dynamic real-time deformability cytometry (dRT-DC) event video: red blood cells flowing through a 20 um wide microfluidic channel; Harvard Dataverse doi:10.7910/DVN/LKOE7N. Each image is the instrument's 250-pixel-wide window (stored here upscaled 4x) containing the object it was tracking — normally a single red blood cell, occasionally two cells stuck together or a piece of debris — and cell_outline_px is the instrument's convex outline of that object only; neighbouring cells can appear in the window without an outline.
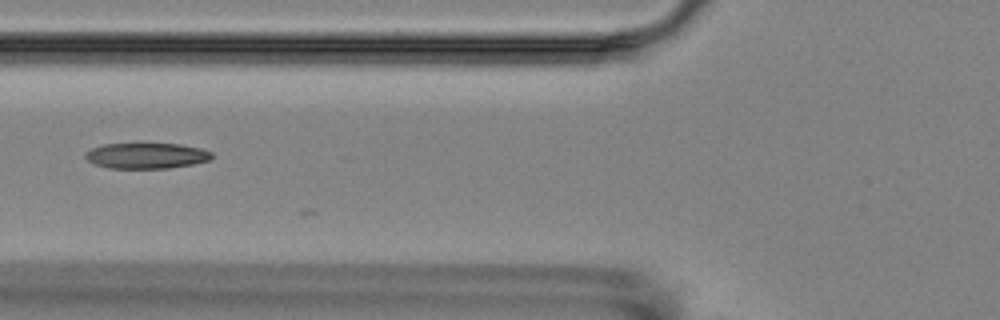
{"species": "Egyptian fruit bat (a non-hibernating species)", "species_latin": "Rousettus aegyptiacus", "temperature_condition": "room temperature", "stored_images_in_passage": 5, "camera_frame_rate_fps": 3000, "um_per_image_px": 0.085, "animal": {"sex": "female"}, "frame": {"image": 1, "passage_image": 5, "time_ms": 5.0, "image_size_px": [1000, 320], "cell_outline_px": [[212, 160], [192, 164], [168, 168], [108, 168], [96, 164], [88, 160], [84, 156], [92, 148], [104, 144], [180, 144], [200, 148], [212, 152]], "centroid_in_image_um": [12.48, 13.24], "position_along_channel_um": 113.3, "area_um2": 18.73}}